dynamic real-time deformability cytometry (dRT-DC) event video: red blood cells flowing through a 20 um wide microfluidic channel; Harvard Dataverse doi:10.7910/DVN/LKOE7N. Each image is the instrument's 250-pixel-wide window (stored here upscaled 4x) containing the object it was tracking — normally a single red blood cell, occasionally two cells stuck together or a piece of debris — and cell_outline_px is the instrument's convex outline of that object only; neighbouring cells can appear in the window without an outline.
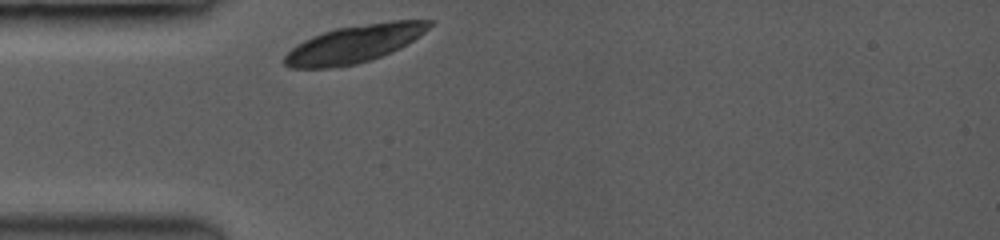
{"species": "common noctule bat (a hibernating species)", "species_latin": "Nyctalus noctula", "temperature_condition": "room temperature", "stored_images_in_passage": 23, "camera_frame_rate_fps": 3500, "um_per_image_px": 0.085, "animal": {"sex": "female", "body_mass_g": 19.0, "forearm_length_mm": 53.3}, "frame": {"image": 1, "passage_image": 1, "time_ms": 0.0, "image_size_px": [1000, 240], "cell_outline_px": [[436, 20], [420, 36], [392, 52], [356, 64], [328, 68], [292, 68], [284, 64], [284, 56], [292, 48], [304, 40], [312, 36], [336, 28], [392, 20]], "centroid_in_image_um": [30.12, 3.72], "position_along_channel_um": 54.9, "area_um2": 31.44}}
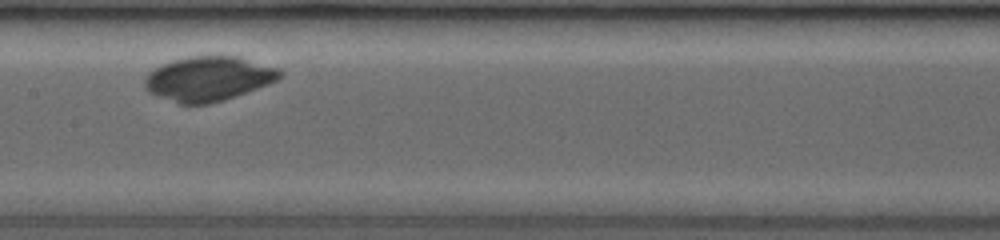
{"frame": {"image": 2, "passage_image": 10, "time_ms": 2.571, "image_size_px": [1000, 240], "cell_outline_px": [[284, 76], [268, 84], [220, 100], [204, 104], [180, 104], [148, 92], [144, 88], [144, 76], [148, 72], [172, 60], [188, 56], [240, 56], [276, 68], [284, 72]], "centroid_in_image_um": [17.69, 6.67], "position_along_channel_um": 189.7, "area_um2": 34.74}}
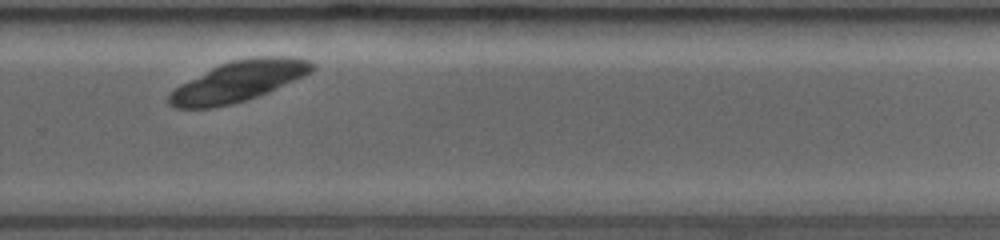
{"frame": {"image": 3, "passage_image": 18, "time_ms": 4.857, "image_size_px": [1000, 240], "cell_outline_px": [[316, 68], [312, 72], [304, 76], [268, 92], [244, 100], [212, 108], [176, 108], [168, 104], [168, 96], [180, 84], [220, 64], [232, 60], [252, 56], [292, 56], [312, 60], [316, 64]], "centroid_in_image_um": [20.33, 6.88], "position_along_channel_um": 309.5, "area_um2": 33.76}}